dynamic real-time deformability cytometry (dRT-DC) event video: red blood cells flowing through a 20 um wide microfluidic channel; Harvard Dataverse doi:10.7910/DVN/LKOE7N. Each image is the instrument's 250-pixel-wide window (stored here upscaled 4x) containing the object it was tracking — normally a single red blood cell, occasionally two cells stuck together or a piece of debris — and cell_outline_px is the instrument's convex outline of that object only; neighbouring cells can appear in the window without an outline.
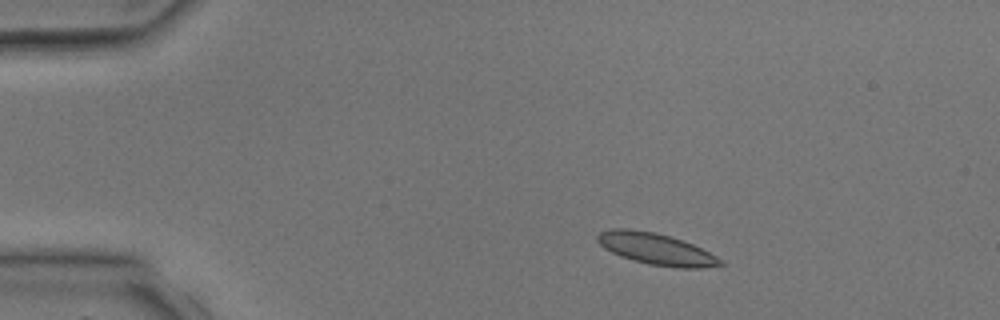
{"species": "common noctule bat (a hibernating species)", "species_latin": "Nyctalus noctula", "temperature_condition": "room temperature", "stored_images_in_passage": 3, "camera_frame_rate_fps": 3000, "um_per_image_px": 0.085, "animal": {"sex": "male", "body_mass_g": 17.9, "forearm_length_mm": 54.2}, "frame": {"image": 1, "passage_image": 2, "time_ms": 1.333, "image_size_px": [1000, 320], "cell_outline_px": [[724, 264], [700, 268], [676, 268], [648, 264], [632, 260], [620, 256], [604, 248], [596, 240], [596, 236], [600, 232], [612, 228], [628, 228], [656, 232], [692, 244], [724, 260]], "centroid_in_image_um": [55.74, 21.16], "position_along_channel_um": 29.3, "area_um2": 22.54}}